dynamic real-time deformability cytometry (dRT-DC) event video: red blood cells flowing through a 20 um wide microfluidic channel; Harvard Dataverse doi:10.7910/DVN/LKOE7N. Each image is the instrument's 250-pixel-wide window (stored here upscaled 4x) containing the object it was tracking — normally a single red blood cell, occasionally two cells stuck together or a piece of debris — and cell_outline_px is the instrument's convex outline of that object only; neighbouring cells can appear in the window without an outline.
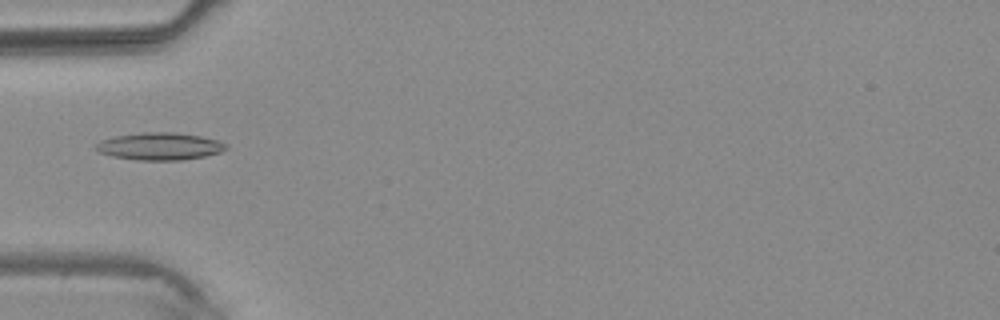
{"species": "common noctule bat (a hibernating species)", "species_latin": "Nyctalus noctula", "temperature_condition": "warm", "stored_images_in_passage": 2, "camera_frame_rate_fps": 3000, "um_per_image_px": 0.085, "animal": {"sex": "male", "body_mass_g": 20.4}, "frame": {"image": 1, "passage_image": 2, "time_ms": 1.333, "image_size_px": [1000, 320], "cell_outline_px": [[228, 148], [220, 152], [204, 156], [180, 160], [136, 160], [112, 156], [100, 152], [92, 148], [92, 144], [100, 140], [116, 136], [144, 132], [172, 132], [200, 136], [216, 140], [228, 144]], "centroid_in_image_um": [13.52, 12.43], "position_along_channel_um": 71.5, "area_um2": 20.81}}